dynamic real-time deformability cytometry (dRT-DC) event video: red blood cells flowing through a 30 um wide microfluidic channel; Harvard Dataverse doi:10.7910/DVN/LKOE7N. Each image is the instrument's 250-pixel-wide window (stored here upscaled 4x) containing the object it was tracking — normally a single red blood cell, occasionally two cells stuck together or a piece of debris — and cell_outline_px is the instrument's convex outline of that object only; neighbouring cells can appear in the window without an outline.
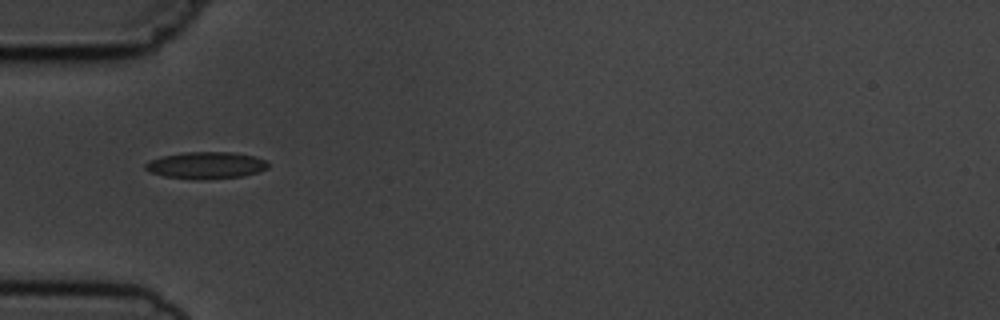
{"species": "common noctule bat (a hibernating species)", "species_latin": "Nyctalus noctula", "temperature_condition": "cold", "stored_images_in_passage": 7, "camera_frame_rate_fps": 3000, "um_per_image_px": 0.085, "animal": {"sex": "male", "body_mass_g": 19.5, "forearm_length_mm": 54.6}, "frame": {"image": 1, "passage_image": 5, "time_ms": 5.333, "image_size_px": [1000, 320], "cell_outline_px": [[268, 168], [260, 172], [244, 176], [200, 180], [192, 180], [164, 176], [152, 172], [144, 168], [144, 164], [160, 156], [184, 152], [232, 152], [256, 156], [268, 160]], "centroid_in_image_um": [17.56, 14.05], "position_along_channel_um": 67.4, "area_um2": 19.54}}
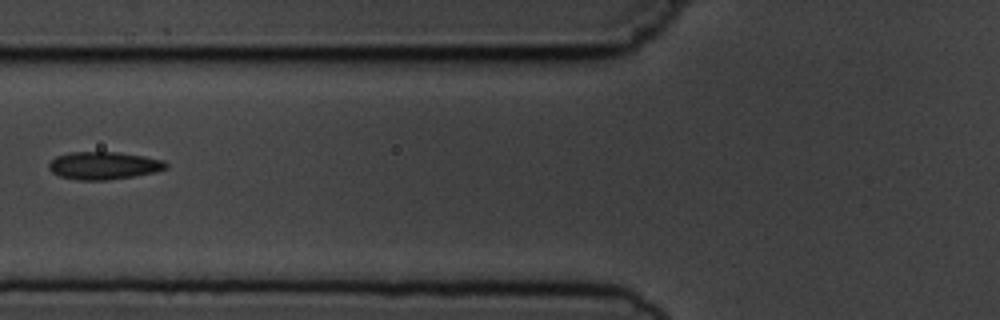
{"frame": {"image": 2, "passage_image": 6, "time_ms": 6.667, "image_size_px": [1000, 320], "cell_outline_px": [[168, 168], [156, 172], [132, 176], [104, 180], [80, 180], [60, 176], [52, 172], [48, 168], [48, 164], [56, 156], [68, 152], [116, 152], [144, 156], [164, 160], [168, 164]], "centroid_in_image_um": [8.82, 14.06], "position_along_channel_um": 117.0, "area_um2": 18.84}}
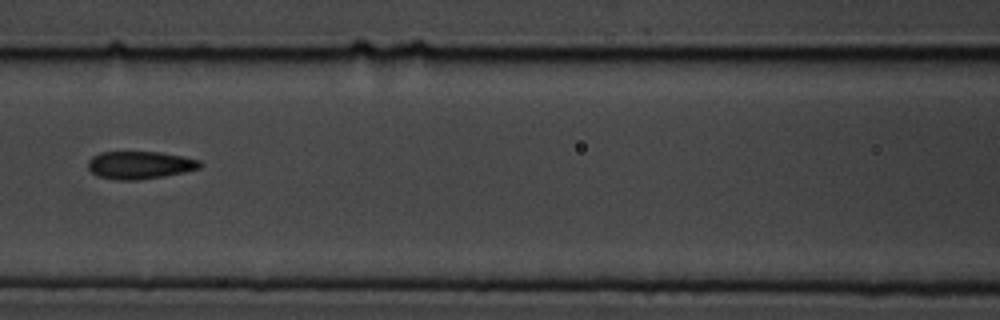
{"frame": {"image": 3, "passage_image": 7, "time_ms": 7.667, "image_size_px": [1000, 320], "cell_outline_px": [[204, 164], [200, 168], [184, 172], [164, 176], [136, 180], [116, 180], [96, 176], [88, 168], [88, 160], [92, 156], [100, 152], [160, 152], [200, 160]], "centroid_in_image_um": [11.87, 14.03], "position_along_channel_um": 154.7, "area_um2": 18.15}}